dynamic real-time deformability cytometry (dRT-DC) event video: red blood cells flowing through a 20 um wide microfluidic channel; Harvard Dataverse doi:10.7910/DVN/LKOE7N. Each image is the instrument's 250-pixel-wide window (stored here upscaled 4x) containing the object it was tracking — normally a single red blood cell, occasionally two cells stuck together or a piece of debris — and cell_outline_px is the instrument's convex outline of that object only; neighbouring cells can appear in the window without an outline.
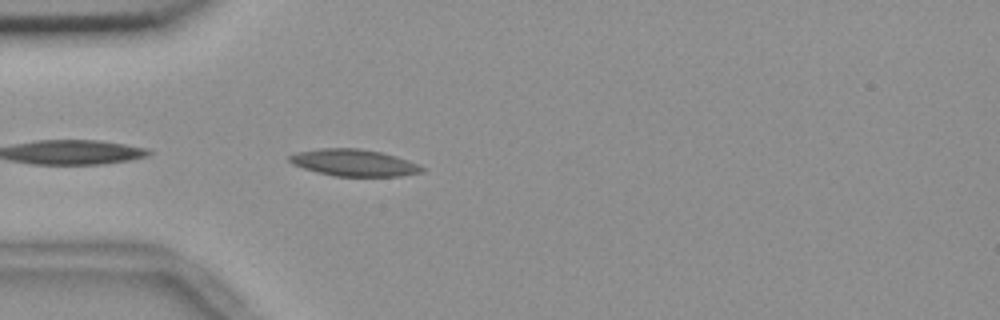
{"species": "common noctule bat (a hibernating species)", "species_latin": "Nyctalus noctula", "temperature_condition": "room temperature", "stored_images_in_passage": 10, "camera_frame_rate_fps": 3000, "um_per_image_px": 0.085, "animal": {"sex": "female", "body_mass_g": 18.4}, "frame": {"image": 1, "passage_image": 2, "time_ms": 0.333, "image_size_px": [1000, 320], "cell_outline_px": [[428, 168], [424, 172], [400, 176], [336, 176], [316, 172], [292, 164], [288, 160], [288, 156], [296, 152], [320, 148], [360, 148], [380, 152], [396, 156], [420, 164]], "centroid_in_image_um": [30.12, 13.83], "position_along_channel_um": 54.9, "area_um2": 20.92}}